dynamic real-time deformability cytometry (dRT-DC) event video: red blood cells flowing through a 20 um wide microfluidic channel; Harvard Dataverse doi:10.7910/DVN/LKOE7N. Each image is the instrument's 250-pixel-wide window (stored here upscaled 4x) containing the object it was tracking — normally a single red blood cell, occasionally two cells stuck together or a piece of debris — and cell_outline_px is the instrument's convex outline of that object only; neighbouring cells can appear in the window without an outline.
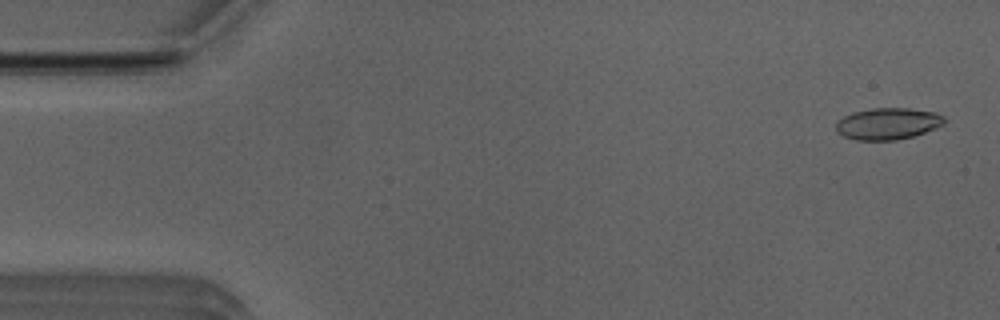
{"species": "Egyptian fruit bat (a non-hibernating species)", "species_latin": "Rousettus aegyptiacus", "temperature_condition": "room temperature", "stored_images_in_passage": 51, "camera_frame_rate_fps": 3000, "um_per_image_px": 0.085, "animal": {"sex": "male"}, "frame": {"image": 1, "passage_image": 2, "time_ms": 0.333, "image_size_px": [1000, 320], "cell_outline_px": [[948, 120], [944, 124], [936, 128], [912, 136], [896, 140], [856, 140], [844, 136], [836, 132], [836, 120], [852, 112], [872, 108], [908, 108], [936, 112], [944, 116]], "centroid_in_image_um": [75.47, 10.5], "position_along_channel_um": 9.5, "area_um2": 20.17}}
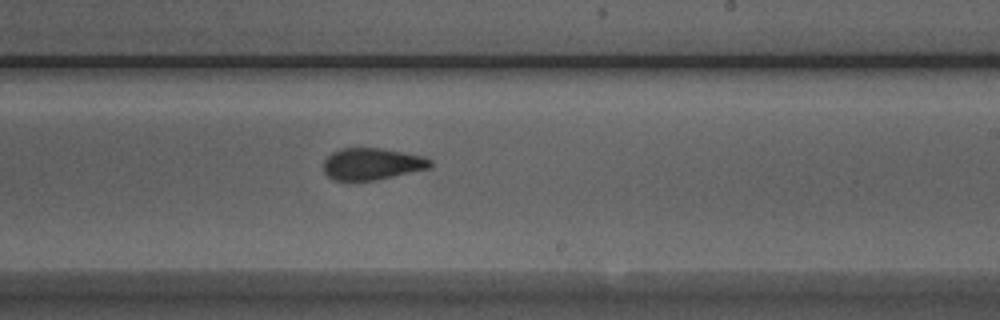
{"frame": {"image": 2, "passage_image": 30, "time_ms": 9.667, "image_size_px": [1000, 320], "cell_outline_px": [[432, 168], [376, 180], [332, 180], [324, 172], [324, 160], [332, 152], [340, 148], [380, 148], [424, 156], [432, 160]], "centroid_in_image_um": [31.64, 13.93], "position_along_channel_um": 257.4, "area_um2": 19.88}}
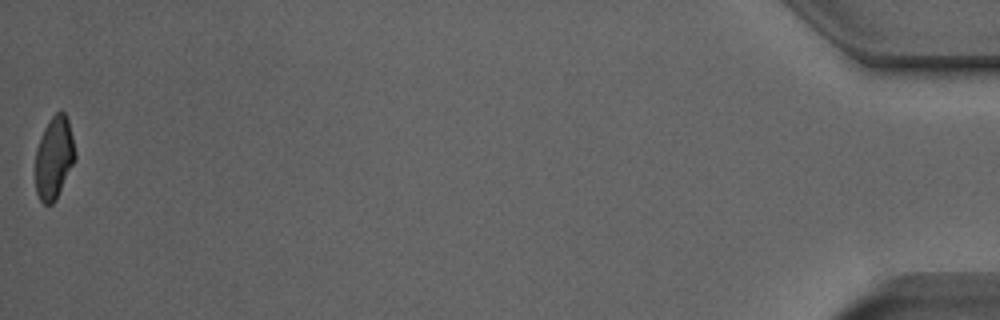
{"frame": {"image": 3, "passage_image": 51, "time_ms": 16.667, "image_size_px": [1000, 320], "cell_outline_px": [[76, 160], [56, 200], [52, 204], [44, 204], [40, 200], [36, 192], [36, 148], [40, 136], [48, 120], [56, 112], [64, 112], [68, 120], [76, 152]], "centroid_in_image_um": [4.6, 13.42], "position_along_channel_um": 430.6, "area_um2": 19.25}, "authors_computed_cell_mechanics": {"area_um2": 20.23, "velocity_mm_per_s": 3.9866, "shape_relaxation_time_tau1_ms": 8.7585, "shape_relaxation_time_tau2_ms": 1.7893, "deformation_change_tau1": 0.2033, "deformation_change_tau2": 0.0933}}